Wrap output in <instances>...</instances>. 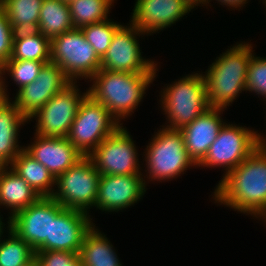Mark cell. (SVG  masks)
<instances>
[{"mask_svg": "<svg viewBox=\"0 0 266 266\" xmlns=\"http://www.w3.org/2000/svg\"><path fill=\"white\" fill-rule=\"evenodd\" d=\"M121 124L102 105L87 95L77 111L67 139L85 157Z\"/></svg>", "mask_w": 266, "mask_h": 266, "instance_id": "obj_8", "label": "cell"}, {"mask_svg": "<svg viewBox=\"0 0 266 266\" xmlns=\"http://www.w3.org/2000/svg\"><path fill=\"white\" fill-rule=\"evenodd\" d=\"M50 62L57 64L72 81L90 80L99 70L101 59L80 28L51 40Z\"/></svg>", "mask_w": 266, "mask_h": 266, "instance_id": "obj_6", "label": "cell"}, {"mask_svg": "<svg viewBox=\"0 0 266 266\" xmlns=\"http://www.w3.org/2000/svg\"><path fill=\"white\" fill-rule=\"evenodd\" d=\"M114 0H72L68 3L74 28L108 19Z\"/></svg>", "mask_w": 266, "mask_h": 266, "instance_id": "obj_27", "label": "cell"}, {"mask_svg": "<svg viewBox=\"0 0 266 266\" xmlns=\"http://www.w3.org/2000/svg\"><path fill=\"white\" fill-rule=\"evenodd\" d=\"M43 0H0L15 32L37 30Z\"/></svg>", "mask_w": 266, "mask_h": 266, "instance_id": "obj_26", "label": "cell"}, {"mask_svg": "<svg viewBox=\"0 0 266 266\" xmlns=\"http://www.w3.org/2000/svg\"><path fill=\"white\" fill-rule=\"evenodd\" d=\"M8 238L0 239V266H24L34 257L35 251L11 229ZM3 239V240H2Z\"/></svg>", "mask_w": 266, "mask_h": 266, "instance_id": "obj_28", "label": "cell"}, {"mask_svg": "<svg viewBox=\"0 0 266 266\" xmlns=\"http://www.w3.org/2000/svg\"><path fill=\"white\" fill-rule=\"evenodd\" d=\"M15 31L5 12L0 8V64L3 66L11 57Z\"/></svg>", "mask_w": 266, "mask_h": 266, "instance_id": "obj_33", "label": "cell"}, {"mask_svg": "<svg viewBox=\"0 0 266 266\" xmlns=\"http://www.w3.org/2000/svg\"><path fill=\"white\" fill-rule=\"evenodd\" d=\"M254 55L253 53L247 69L246 92L256 93L263 97L262 101H266V57Z\"/></svg>", "mask_w": 266, "mask_h": 266, "instance_id": "obj_31", "label": "cell"}, {"mask_svg": "<svg viewBox=\"0 0 266 266\" xmlns=\"http://www.w3.org/2000/svg\"><path fill=\"white\" fill-rule=\"evenodd\" d=\"M61 1H64V2H66V3H69V2L72 1V0H61Z\"/></svg>", "mask_w": 266, "mask_h": 266, "instance_id": "obj_40", "label": "cell"}, {"mask_svg": "<svg viewBox=\"0 0 266 266\" xmlns=\"http://www.w3.org/2000/svg\"><path fill=\"white\" fill-rule=\"evenodd\" d=\"M261 144L266 148V137H264V135H261Z\"/></svg>", "mask_w": 266, "mask_h": 266, "instance_id": "obj_39", "label": "cell"}, {"mask_svg": "<svg viewBox=\"0 0 266 266\" xmlns=\"http://www.w3.org/2000/svg\"><path fill=\"white\" fill-rule=\"evenodd\" d=\"M130 25V26H129ZM147 35L131 23L121 25L114 33L100 69L129 73H155L157 63L142 57L137 36Z\"/></svg>", "mask_w": 266, "mask_h": 266, "instance_id": "obj_12", "label": "cell"}, {"mask_svg": "<svg viewBox=\"0 0 266 266\" xmlns=\"http://www.w3.org/2000/svg\"><path fill=\"white\" fill-rule=\"evenodd\" d=\"M68 3L61 0H43L37 31L50 41L62 33L73 30Z\"/></svg>", "mask_w": 266, "mask_h": 266, "instance_id": "obj_24", "label": "cell"}, {"mask_svg": "<svg viewBox=\"0 0 266 266\" xmlns=\"http://www.w3.org/2000/svg\"><path fill=\"white\" fill-rule=\"evenodd\" d=\"M72 81L55 63L48 62L42 66L38 77L30 84L17 89L15 100L19 112L29 120L54 95L60 93Z\"/></svg>", "mask_w": 266, "mask_h": 266, "instance_id": "obj_14", "label": "cell"}, {"mask_svg": "<svg viewBox=\"0 0 266 266\" xmlns=\"http://www.w3.org/2000/svg\"><path fill=\"white\" fill-rule=\"evenodd\" d=\"M214 203L266 223V148L260 144L216 185Z\"/></svg>", "mask_w": 266, "mask_h": 266, "instance_id": "obj_1", "label": "cell"}, {"mask_svg": "<svg viewBox=\"0 0 266 266\" xmlns=\"http://www.w3.org/2000/svg\"><path fill=\"white\" fill-rule=\"evenodd\" d=\"M39 198L33 188L10 166H0V206L10 210L9 218Z\"/></svg>", "mask_w": 266, "mask_h": 266, "instance_id": "obj_21", "label": "cell"}, {"mask_svg": "<svg viewBox=\"0 0 266 266\" xmlns=\"http://www.w3.org/2000/svg\"><path fill=\"white\" fill-rule=\"evenodd\" d=\"M78 87L76 82H72L30 117L28 122L36 119L35 134L67 137L80 103L88 95V89L81 94Z\"/></svg>", "mask_w": 266, "mask_h": 266, "instance_id": "obj_11", "label": "cell"}, {"mask_svg": "<svg viewBox=\"0 0 266 266\" xmlns=\"http://www.w3.org/2000/svg\"><path fill=\"white\" fill-rule=\"evenodd\" d=\"M24 266H37L35 257L28 264H26Z\"/></svg>", "mask_w": 266, "mask_h": 266, "instance_id": "obj_38", "label": "cell"}, {"mask_svg": "<svg viewBox=\"0 0 266 266\" xmlns=\"http://www.w3.org/2000/svg\"><path fill=\"white\" fill-rule=\"evenodd\" d=\"M160 105L170 129L180 130L208 108L206 83L202 72L183 76L161 91Z\"/></svg>", "mask_w": 266, "mask_h": 266, "instance_id": "obj_5", "label": "cell"}, {"mask_svg": "<svg viewBox=\"0 0 266 266\" xmlns=\"http://www.w3.org/2000/svg\"><path fill=\"white\" fill-rule=\"evenodd\" d=\"M44 62L31 60H8L2 66L4 75H9L19 89L32 83L39 75ZM7 72V74H6Z\"/></svg>", "mask_w": 266, "mask_h": 266, "instance_id": "obj_30", "label": "cell"}, {"mask_svg": "<svg viewBox=\"0 0 266 266\" xmlns=\"http://www.w3.org/2000/svg\"><path fill=\"white\" fill-rule=\"evenodd\" d=\"M220 54L203 74L209 108L225 109L246 91L247 69L253 55L249 42H239Z\"/></svg>", "mask_w": 266, "mask_h": 266, "instance_id": "obj_3", "label": "cell"}, {"mask_svg": "<svg viewBox=\"0 0 266 266\" xmlns=\"http://www.w3.org/2000/svg\"><path fill=\"white\" fill-rule=\"evenodd\" d=\"M223 111L225 110L221 108H208L190 124L180 129L185 148L196 164L206 156L220 128L224 125L225 122L220 116Z\"/></svg>", "mask_w": 266, "mask_h": 266, "instance_id": "obj_19", "label": "cell"}, {"mask_svg": "<svg viewBox=\"0 0 266 266\" xmlns=\"http://www.w3.org/2000/svg\"><path fill=\"white\" fill-rule=\"evenodd\" d=\"M155 73H129L100 69L89 82H93L88 89L97 103L102 104L111 115L123 125L121 120L134 113L146 94L149 84L156 78Z\"/></svg>", "mask_w": 266, "mask_h": 266, "instance_id": "obj_2", "label": "cell"}, {"mask_svg": "<svg viewBox=\"0 0 266 266\" xmlns=\"http://www.w3.org/2000/svg\"><path fill=\"white\" fill-rule=\"evenodd\" d=\"M191 10L182 0H136L129 23L148 36L172 26Z\"/></svg>", "mask_w": 266, "mask_h": 266, "instance_id": "obj_16", "label": "cell"}, {"mask_svg": "<svg viewBox=\"0 0 266 266\" xmlns=\"http://www.w3.org/2000/svg\"><path fill=\"white\" fill-rule=\"evenodd\" d=\"M10 99H0V166H9L24 148L18 142L19 128L28 123Z\"/></svg>", "mask_w": 266, "mask_h": 266, "instance_id": "obj_20", "label": "cell"}, {"mask_svg": "<svg viewBox=\"0 0 266 266\" xmlns=\"http://www.w3.org/2000/svg\"><path fill=\"white\" fill-rule=\"evenodd\" d=\"M37 266H82L78 253L60 250L36 251Z\"/></svg>", "mask_w": 266, "mask_h": 266, "instance_id": "obj_32", "label": "cell"}, {"mask_svg": "<svg viewBox=\"0 0 266 266\" xmlns=\"http://www.w3.org/2000/svg\"><path fill=\"white\" fill-rule=\"evenodd\" d=\"M10 167L20 177H22L28 185L40 197H52L56 185V179L40 162L29 155L22 149L17 157L10 164Z\"/></svg>", "mask_w": 266, "mask_h": 266, "instance_id": "obj_22", "label": "cell"}, {"mask_svg": "<svg viewBox=\"0 0 266 266\" xmlns=\"http://www.w3.org/2000/svg\"><path fill=\"white\" fill-rule=\"evenodd\" d=\"M100 176L93 162L84 157L56 179L57 189L52 197L63 208L89 215V209L95 207Z\"/></svg>", "mask_w": 266, "mask_h": 266, "instance_id": "obj_9", "label": "cell"}, {"mask_svg": "<svg viewBox=\"0 0 266 266\" xmlns=\"http://www.w3.org/2000/svg\"><path fill=\"white\" fill-rule=\"evenodd\" d=\"M121 25L122 24L117 23V21L114 22L107 19L99 23L83 26L80 29L86 41L91 44L98 57L102 59L111 44L114 33Z\"/></svg>", "mask_w": 266, "mask_h": 266, "instance_id": "obj_29", "label": "cell"}, {"mask_svg": "<svg viewBox=\"0 0 266 266\" xmlns=\"http://www.w3.org/2000/svg\"><path fill=\"white\" fill-rule=\"evenodd\" d=\"M51 41L34 31L15 32L12 53L9 60H31L50 62Z\"/></svg>", "mask_w": 266, "mask_h": 266, "instance_id": "obj_25", "label": "cell"}, {"mask_svg": "<svg viewBox=\"0 0 266 266\" xmlns=\"http://www.w3.org/2000/svg\"><path fill=\"white\" fill-rule=\"evenodd\" d=\"M34 135V141L23 149L45 166L55 179L85 157L67 137Z\"/></svg>", "mask_w": 266, "mask_h": 266, "instance_id": "obj_17", "label": "cell"}, {"mask_svg": "<svg viewBox=\"0 0 266 266\" xmlns=\"http://www.w3.org/2000/svg\"><path fill=\"white\" fill-rule=\"evenodd\" d=\"M63 209L53 197H40L35 203L10 217V229L35 252L46 251L51 219H55Z\"/></svg>", "mask_w": 266, "mask_h": 266, "instance_id": "obj_13", "label": "cell"}, {"mask_svg": "<svg viewBox=\"0 0 266 266\" xmlns=\"http://www.w3.org/2000/svg\"><path fill=\"white\" fill-rule=\"evenodd\" d=\"M147 187L142 175H101L96 209L118 212L140 201Z\"/></svg>", "mask_w": 266, "mask_h": 266, "instance_id": "obj_15", "label": "cell"}, {"mask_svg": "<svg viewBox=\"0 0 266 266\" xmlns=\"http://www.w3.org/2000/svg\"><path fill=\"white\" fill-rule=\"evenodd\" d=\"M162 127L154 133L143 155L147 175L142 176L146 186L149 181H171L184 174L188 168L198 167L185 148L181 131L164 125Z\"/></svg>", "mask_w": 266, "mask_h": 266, "instance_id": "obj_4", "label": "cell"}, {"mask_svg": "<svg viewBox=\"0 0 266 266\" xmlns=\"http://www.w3.org/2000/svg\"><path fill=\"white\" fill-rule=\"evenodd\" d=\"M190 9L195 8L196 6H205L207 0H182Z\"/></svg>", "mask_w": 266, "mask_h": 266, "instance_id": "obj_36", "label": "cell"}, {"mask_svg": "<svg viewBox=\"0 0 266 266\" xmlns=\"http://www.w3.org/2000/svg\"><path fill=\"white\" fill-rule=\"evenodd\" d=\"M134 142L126 127L121 125L88 158L101 175H143Z\"/></svg>", "mask_w": 266, "mask_h": 266, "instance_id": "obj_10", "label": "cell"}, {"mask_svg": "<svg viewBox=\"0 0 266 266\" xmlns=\"http://www.w3.org/2000/svg\"><path fill=\"white\" fill-rule=\"evenodd\" d=\"M87 213L64 208L51 219L50 239H46V251L60 250L79 253L86 232L93 226Z\"/></svg>", "mask_w": 266, "mask_h": 266, "instance_id": "obj_18", "label": "cell"}, {"mask_svg": "<svg viewBox=\"0 0 266 266\" xmlns=\"http://www.w3.org/2000/svg\"><path fill=\"white\" fill-rule=\"evenodd\" d=\"M5 77H3V72H2V65L0 64V99L6 98L9 99V95L7 94V86L5 82Z\"/></svg>", "mask_w": 266, "mask_h": 266, "instance_id": "obj_35", "label": "cell"}, {"mask_svg": "<svg viewBox=\"0 0 266 266\" xmlns=\"http://www.w3.org/2000/svg\"><path fill=\"white\" fill-rule=\"evenodd\" d=\"M2 219H3V217H1V215H0V239H1V237H3L2 235H3L4 231H5V229L6 228H7V230L10 229V218L8 217V221H7L8 225L5 224L4 222H2L3 221ZM5 225H7V227H5Z\"/></svg>", "mask_w": 266, "mask_h": 266, "instance_id": "obj_37", "label": "cell"}, {"mask_svg": "<svg viewBox=\"0 0 266 266\" xmlns=\"http://www.w3.org/2000/svg\"><path fill=\"white\" fill-rule=\"evenodd\" d=\"M113 247L106 235L93 224L86 232L78 253L82 266H123Z\"/></svg>", "mask_w": 266, "mask_h": 266, "instance_id": "obj_23", "label": "cell"}, {"mask_svg": "<svg viewBox=\"0 0 266 266\" xmlns=\"http://www.w3.org/2000/svg\"><path fill=\"white\" fill-rule=\"evenodd\" d=\"M211 0H207L206 1V5L208 6V4L210 3ZM218 1V3L220 5H226V7L228 6L229 8L231 9H241L242 7H244L245 5L244 4H247L249 0H216Z\"/></svg>", "mask_w": 266, "mask_h": 266, "instance_id": "obj_34", "label": "cell"}, {"mask_svg": "<svg viewBox=\"0 0 266 266\" xmlns=\"http://www.w3.org/2000/svg\"><path fill=\"white\" fill-rule=\"evenodd\" d=\"M255 129L224 123L198 167H222L226 176L240 165L260 144L261 134Z\"/></svg>", "mask_w": 266, "mask_h": 266, "instance_id": "obj_7", "label": "cell"}]
</instances>
